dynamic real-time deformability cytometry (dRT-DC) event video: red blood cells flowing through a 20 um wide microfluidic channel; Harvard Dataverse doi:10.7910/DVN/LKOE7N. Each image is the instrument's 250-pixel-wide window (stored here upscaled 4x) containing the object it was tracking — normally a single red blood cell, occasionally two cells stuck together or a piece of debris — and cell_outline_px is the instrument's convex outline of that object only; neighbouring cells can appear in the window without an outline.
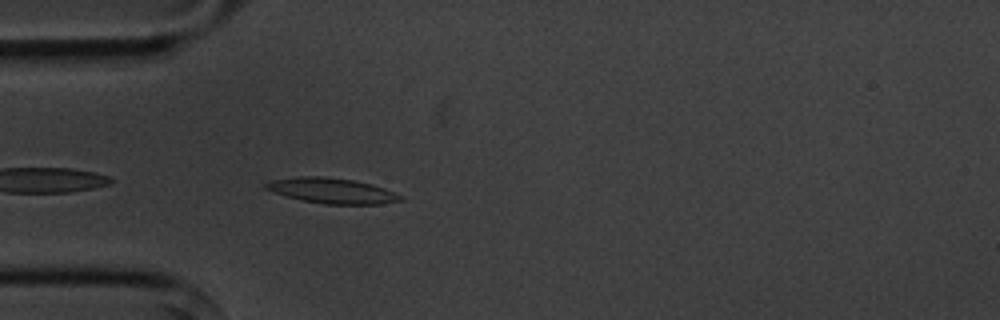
{"species": "common noctule bat (a hibernating species)", "species_latin": "Nyctalus noctula", "temperature_condition": "cold", "stored_images_in_passage": 6, "camera_frame_rate_fps": 3000, "um_per_image_px": 0.085, "animal": {"sex": "male", "body_mass_g": 20.1, "forearm_length_mm": 53.5}, "frame": {"image": 1, "passage_image": 6, "time_ms": 6.0, "image_size_px": [1000, 320], "cell_outline_px": [[404, 200], [380, 204], [324, 204], [304, 200], [288, 196], [264, 188], [264, 184], [272, 180], [300, 176], [324, 176], [352, 180], [372, 184], [384, 188], [404, 196]], "centroid_in_image_um": [28.27, 16.21], "position_along_channel_um": 56.7, "area_um2": 19.71}}